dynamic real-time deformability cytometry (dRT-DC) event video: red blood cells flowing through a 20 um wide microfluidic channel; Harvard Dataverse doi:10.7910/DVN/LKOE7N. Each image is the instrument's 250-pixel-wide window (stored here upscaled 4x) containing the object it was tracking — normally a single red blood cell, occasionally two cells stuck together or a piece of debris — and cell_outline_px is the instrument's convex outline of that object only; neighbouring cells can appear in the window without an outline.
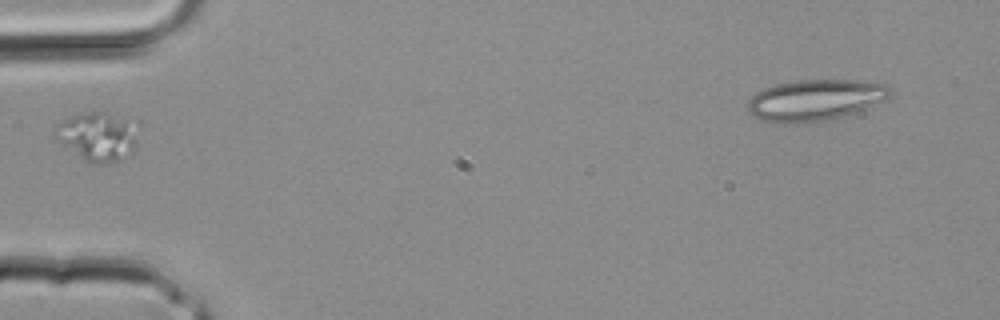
{"species": "common noctule bat (a hibernating species)", "species_latin": "Nyctalus noctula", "temperature_condition": "room temperature", "stored_images_in_passage": 1, "camera_frame_rate_fps": 3000, "um_per_image_px": 0.085, "animal": {"sex": "male", "body_mass_g": 20.4}, "frame": {"image": 1, "passage_image": 1, "time_ms": 0.0, "image_size_px": [1000, 320], "cell_outline_px": [[136, 144], [132, 152], [116, 160], [104, 164], [100, 164], [84, 160], [60, 140], [56, 136], [56, 124], [72, 116], [92, 112], [100, 112], [124, 124]], "centroid_in_image_um": [8.14, 11.67], "position_along_channel_um": 76.9, "area_um2": 20.92}}